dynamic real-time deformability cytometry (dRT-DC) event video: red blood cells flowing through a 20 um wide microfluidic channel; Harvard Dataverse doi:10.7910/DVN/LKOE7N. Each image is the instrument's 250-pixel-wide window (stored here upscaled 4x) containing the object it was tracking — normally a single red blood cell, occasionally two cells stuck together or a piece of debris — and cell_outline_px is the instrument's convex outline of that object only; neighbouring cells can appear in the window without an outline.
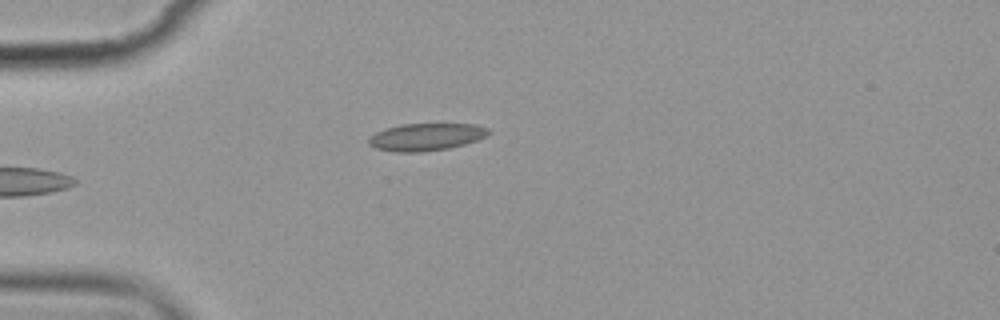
{"species": "common noctule bat (a hibernating species)", "species_latin": "Nyctalus noctula", "temperature_condition": "cold", "stored_images_in_passage": 5, "camera_frame_rate_fps": 3000, "um_per_image_px": 0.085, "animal": {"sex": "female", "body_mass_g": 19.9}, "frame": {"image": 1, "passage_image": 5, "time_ms": 5.0, "image_size_px": [1000, 320], "cell_outline_px": [[492, 132], [476, 140], [464, 144], [448, 148], [420, 152], [396, 152], [376, 148], [368, 144], [368, 140], [376, 132], [400, 124], [476, 124], [488, 128]], "centroid_in_image_um": [36.23, 11.63], "position_along_channel_um": 48.8, "area_um2": 18.9}}